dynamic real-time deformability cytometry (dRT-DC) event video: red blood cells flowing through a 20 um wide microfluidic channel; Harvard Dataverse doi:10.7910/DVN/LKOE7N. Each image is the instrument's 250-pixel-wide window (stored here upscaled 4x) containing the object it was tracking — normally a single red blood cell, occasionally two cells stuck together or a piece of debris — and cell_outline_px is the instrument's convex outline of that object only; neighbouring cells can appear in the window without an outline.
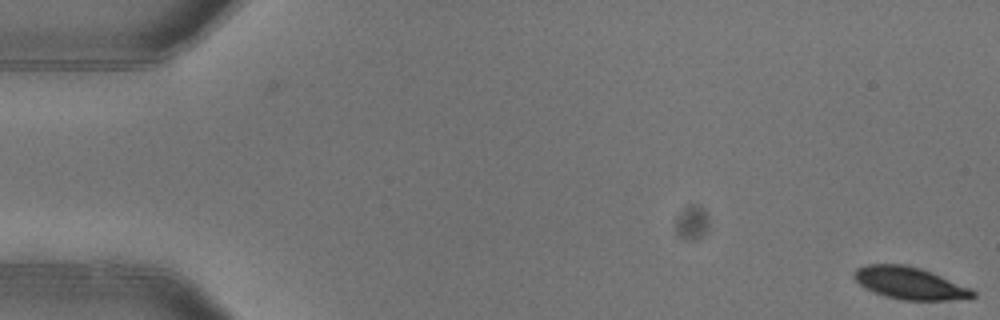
{"species": "common noctule bat (a hibernating species)", "species_latin": "Nyctalus noctula", "temperature_condition": "warm", "stored_images_in_passage": 6, "camera_frame_rate_fps": 3000, "um_per_image_px": 0.085, "animal": {"sex": "female"}, "frame": {"image": 1, "passage_image": 1, "time_ms": 0.0, "image_size_px": [1000, 320], "cell_outline_px": [[976, 296], [972, 300], [900, 300], [884, 296], [872, 292], [864, 288], [852, 276], [852, 272], [856, 268], [868, 264], [904, 264], [920, 268], [932, 272], [972, 288], [976, 292]], "centroid_in_image_um": [77.37, 24.08], "position_along_channel_um": 7.6, "area_um2": 22.83}}
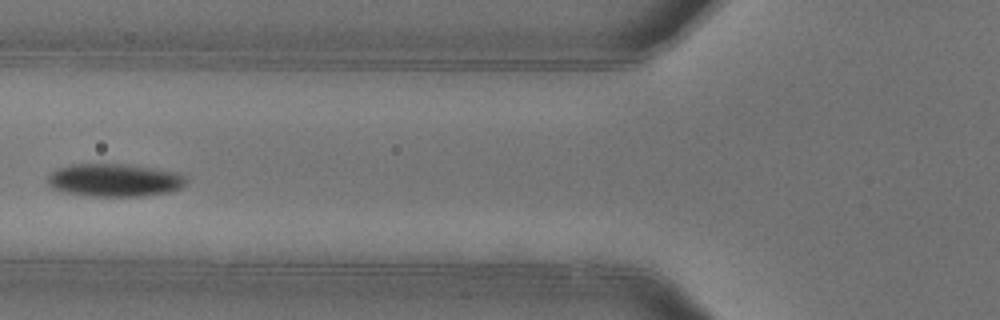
{"frame": {"image": 2, "passage_image": 6, "time_ms": 1.667, "image_size_px": [1000, 320], "cell_outline_px": [[188, 180], [180, 188], [168, 192], [140, 196], [88, 196], [68, 192], [52, 188], [48, 184], [48, 176], [56, 168], [68, 164], [132, 164], [180, 172]], "centroid_in_image_um": [9.75, 15.29], "position_along_channel_um": 116.0, "area_um2": 26.76}}